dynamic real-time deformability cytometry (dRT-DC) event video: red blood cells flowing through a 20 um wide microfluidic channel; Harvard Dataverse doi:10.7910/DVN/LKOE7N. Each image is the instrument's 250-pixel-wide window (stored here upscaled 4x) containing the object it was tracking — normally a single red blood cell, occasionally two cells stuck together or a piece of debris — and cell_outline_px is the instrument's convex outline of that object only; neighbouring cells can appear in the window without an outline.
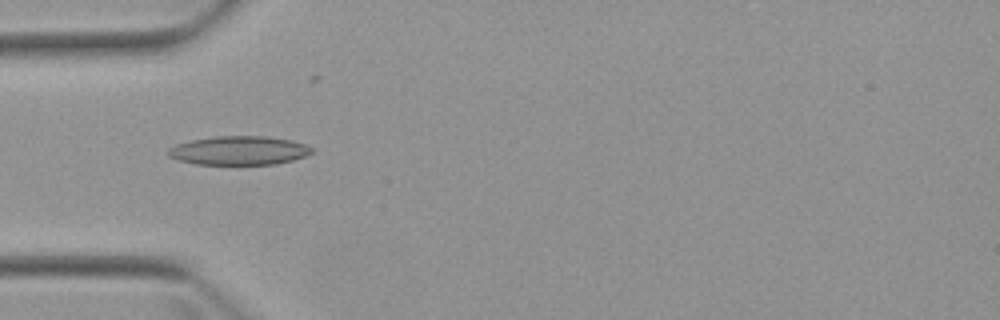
{"species": "Egyptian fruit bat (a non-hibernating species)", "species_latin": "Rousettus aegyptiacus", "temperature_condition": "warm", "stored_images_in_passage": 8, "camera_frame_rate_fps": 3000, "um_per_image_px": 0.085, "animal": {"sex": "female"}, "frame": {"image": 1, "passage_image": 5, "time_ms": 4.667, "image_size_px": [1000, 320], "cell_outline_px": [[312, 152], [304, 156], [292, 160], [276, 164], [196, 164], [180, 160], [168, 156], [168, 148], [176, 144], [192, 140], [216, 136], [268, 136], [292, 140], [304, 144], [312, 148]], "centroid_in_image_um": [20.31, 12.79], "position_along_channel_um": 64.7, "area_um2": 23.99}}
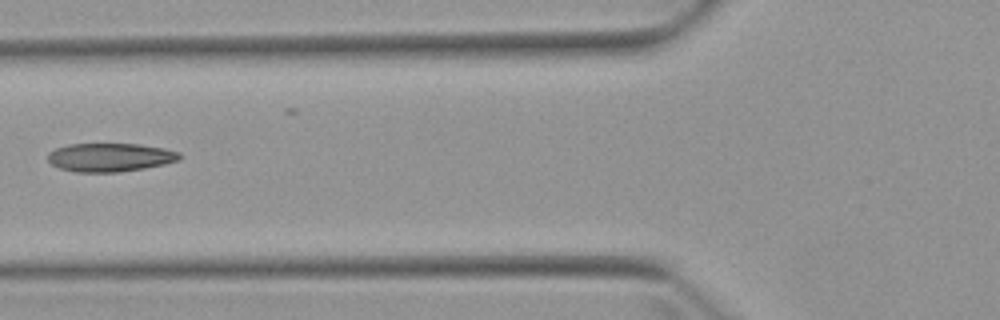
{"frame": {"image": 2, "passage_image": 6, "time_ms": 6.0, "image_size_px": [1000, 320], "cell_outline_px": [[180, 160], [164, 164], [144, 168], [116, 172], [76, 172], [60, 168], [52, 164], [48, 160], [48, 152], [56, 148], [68, 144], [140, 144], [164, 148], [180, 152]], "centroid_in_image_um": [9.36, 13.37], "position_along_channel_um": 116.4, "area_um2": 21.85}}
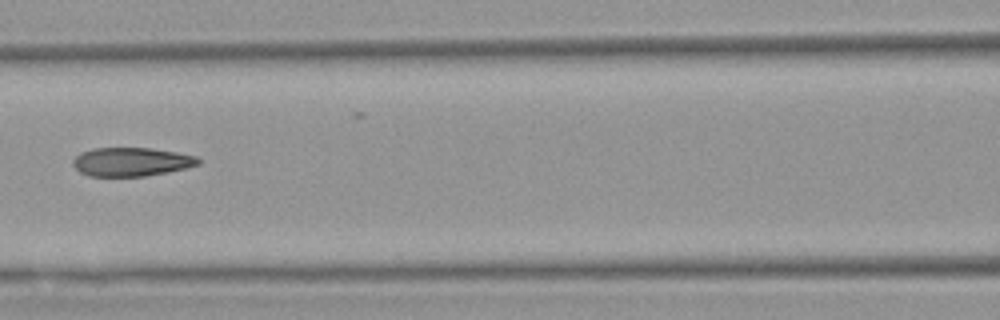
{"frame": {"image": 3, "passage_image": 7, "time_ms": 7.0, "image_size_px": [1000, 320], "cell_outline_px": [[200, 164], [184, 168], [144, 176], [88, 176], [80, 172], [72, 164], [72, 160], [80, 152], [92, 148], [152, 148], [176, 152], [196, 156], [200, 160]], "centroid_in_image_um": [11.12, 13.74], "position_along_channel_um": 155.5, "area_um2": 20.87}}